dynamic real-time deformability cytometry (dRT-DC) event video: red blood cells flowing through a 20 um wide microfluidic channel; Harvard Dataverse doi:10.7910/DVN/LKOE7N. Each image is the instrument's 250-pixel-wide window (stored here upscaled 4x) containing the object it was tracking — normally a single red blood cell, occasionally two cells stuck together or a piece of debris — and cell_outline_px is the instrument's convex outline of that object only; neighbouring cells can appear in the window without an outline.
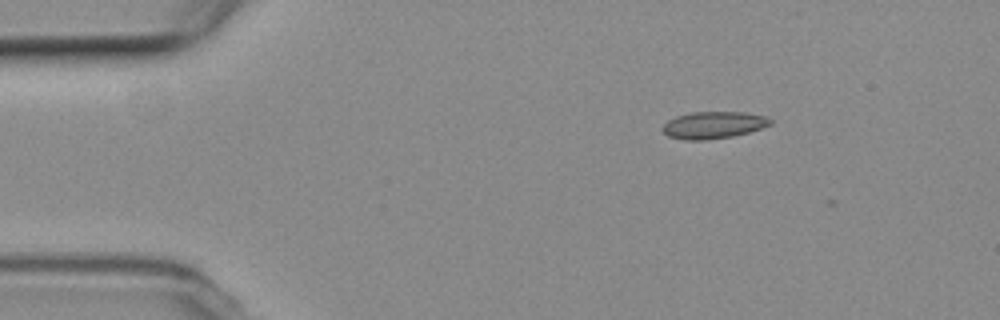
{"species": "common noctule bat (a hibernating species)", "species_latin": "Nyctalus noctula", "temperature_condition": "room temperature", "stored_images_in_passage": 2, "camera_frame_rate_fps": 3000, "um_per_image_px": 0.085, "animal": {"sex": "female", "body_mass_g": 19.3, "forearm_length_mm": 54.1}, "frame": {"image": 1, "passage_image": 1, "time_ms": 0.0, "image_size_px": [1000, 320], "cell_outline_px": [[772, 124], [748, 132], [732, 136], [704, 140], [684, 140], [668, 136], [660, 128], [668, 120], [676, 116], [692, 112], [744, 112], [768, 116], [772, 120]], "centroid_in_image_um": [60.64, 10.62], "position_along_channel_um": 24.4, "area_um2": 16.99}}